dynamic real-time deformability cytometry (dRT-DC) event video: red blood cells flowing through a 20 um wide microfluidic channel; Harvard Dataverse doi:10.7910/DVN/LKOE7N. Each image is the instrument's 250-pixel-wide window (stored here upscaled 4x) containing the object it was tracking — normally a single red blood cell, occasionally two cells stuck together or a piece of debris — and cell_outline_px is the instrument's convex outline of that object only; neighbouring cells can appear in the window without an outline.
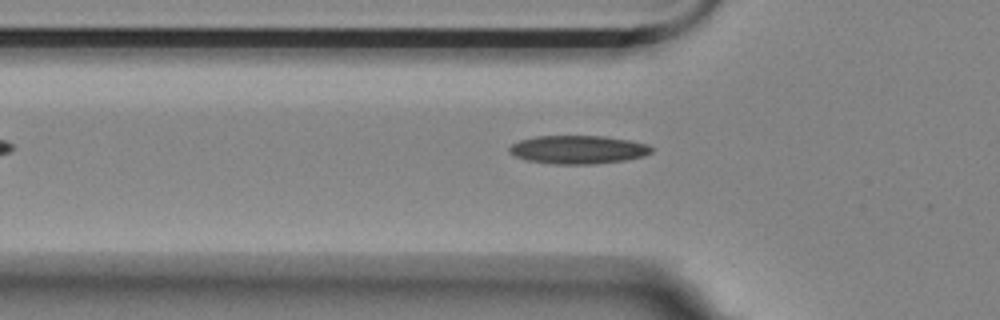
{"species": "Egyptian fruit bat (a non-hibernating species)", "species_latin": "Rousettus aegyptiacus", "temperature_condition": "room temperature", "stored_images_in_passage": 3, "camera_frame_rate_fps": 3000, "um_per_image_px": 0.085, "animal": {"sex": "female"}, "frame": {"image": 1, "passage_image": 3, "time_ms": 2.667, "image_size_px": [1000, 320], "cell_outline_px": [[652, 152], [644, 156], [624, 160], [592, 164], [556, 164], [528, 160], [516, 156], [508, 152], [508, 148], [512, 144], [520, 140], [536, 136], [604, 136], [628, 140], [648, 144], [652, 148]], "centroid_in_image_um": [49.13, 12.71], "position_along_channel_um": 76.7, "area_um2": 23.35}}